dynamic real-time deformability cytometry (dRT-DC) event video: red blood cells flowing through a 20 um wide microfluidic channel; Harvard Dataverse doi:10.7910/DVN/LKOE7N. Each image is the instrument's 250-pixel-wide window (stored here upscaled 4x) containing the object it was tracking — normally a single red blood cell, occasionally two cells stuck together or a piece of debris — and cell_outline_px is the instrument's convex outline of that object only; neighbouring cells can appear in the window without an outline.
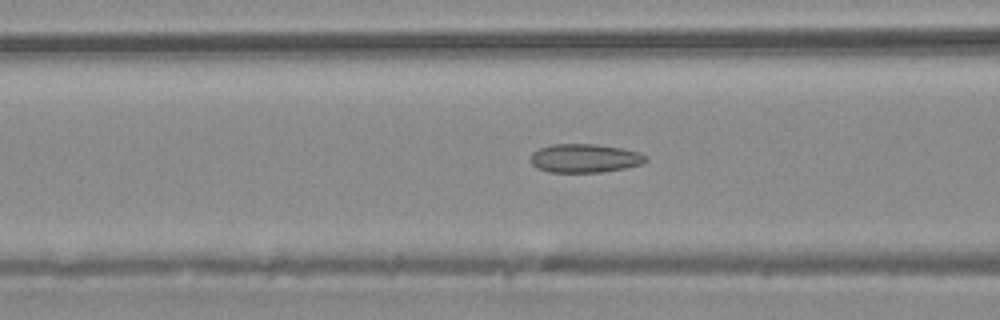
{"species": "common noctule bat (a hibernating species)", "species_latin": "Nyctalus noctula", "temperature_condition": "warm", "stored_images_in_passage": 43, "camera_frame_rate_fps": 3000, "um_per_image_px": 0.085, "animal": {"sex": "male", "body_mass_g": 20.4}, "frame": {"image": 1, "passage_image": 17, "time_ms": 5.333, "image_size_px": [1000, 320], "cell_outline_px": [[648, 160], [644, 164], [624, 168], [600, 172], [548, 172], [536, 168], [528, 160], [532, 152], [540, 148], [552, 144], [596, 144], [624, 148], [640, 152], [648, 156]], "centroid_in_image_um": [49.71, 13.44], "position_along_channel_um": 116.9, "area_um2": 19.59}}
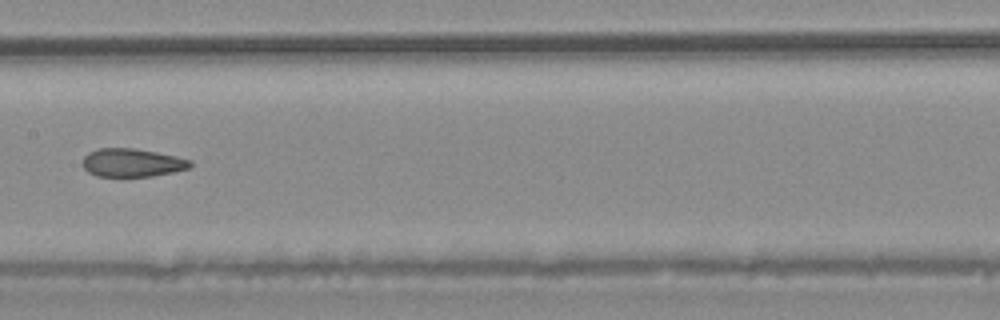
{"frame": {"image": 2, "passage_image": 22, "time_ms": 7.0, "image_size_px": [1000, 320], "cell_outline_px": [[192, 168], [152, 176], [96, 176], [88, 172], [84, 168], [84, 156], [88, 152], [100, 148], [136, 148], [176, 156], [192, 160]], "centroid_in_image_um": [11.26, 13.82], "position_along_channel_um": 196.1, "area_um2": 17.74}}
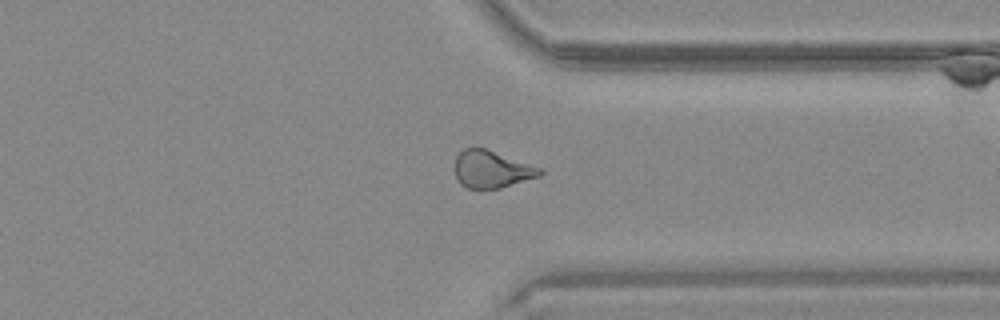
{"frame": {"image": 3, "passage_image": 33, "time_ms": 10.667, "image_size_px": [1000, 320], "cell_outline_px": [[544, 172], [540, 176], [500, 188], [468, 188], [460, 184], [456, 176], [456, 156], [464, 148], [484, 148], [544, 168]], "centroid_in_image_um": [41.84, 14.39], "position_along_channel_um": 369.6, "area_um2": 18.38}}